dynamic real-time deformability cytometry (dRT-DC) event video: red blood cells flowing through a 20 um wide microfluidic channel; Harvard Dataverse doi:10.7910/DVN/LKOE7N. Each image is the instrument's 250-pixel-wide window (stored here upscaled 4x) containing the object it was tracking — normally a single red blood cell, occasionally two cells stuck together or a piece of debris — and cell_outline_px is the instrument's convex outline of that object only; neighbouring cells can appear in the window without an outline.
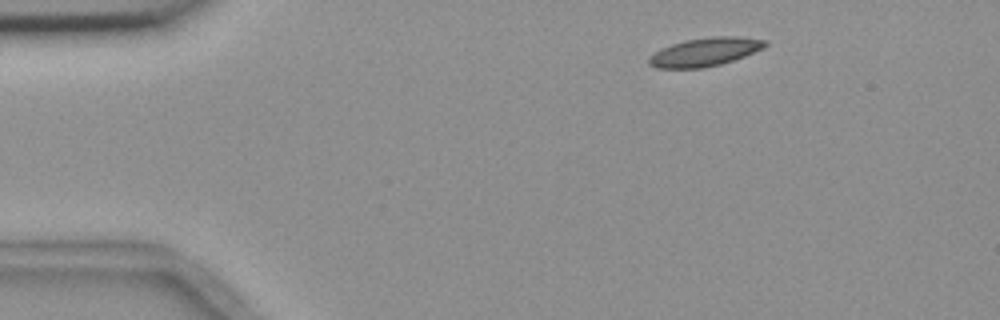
{"species": "common noctule bat (a hibernating species)", "species_latin": "Nyctalus noctula", "temperature_condition": "room temperature", "stored_images_in_passage": 3, "camera_frame_rate_fps": 3000, "um_per_image_px": 0.085, "animal": {"sex": "female", "body_mass_g": 18.4}, "frame": {"image": 1, "passage_image": 1, "time_ms": 0.0, "image_size_px": [1000, 320], "cell_outline_px": [[768, 44], [764, 48], [744, 56], [720, 64], [700, 68], [656, 68], [648, 64], [648, 56], [672, 44], [684, 40], [712, 36], [736, 36], [768, 40]], "centroid_in_image_um": [59.93, 4.41], "position_along_channel_um": 25.1, "area_um2": 19.19}}
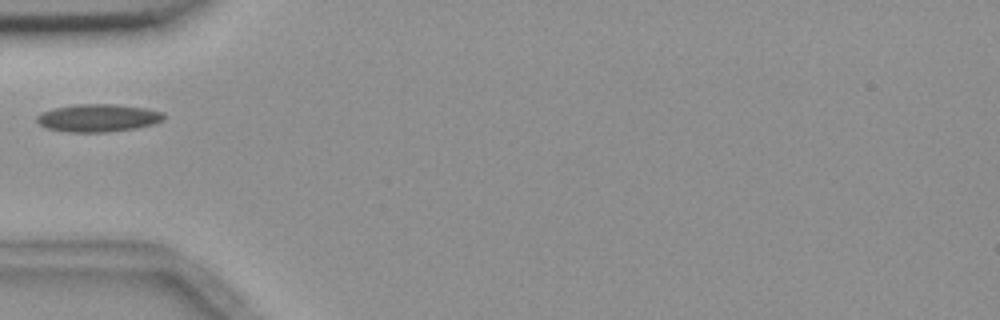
{"frame": {"image": 2, "passage_image": 3, "time_ms": 3.333, "image_size_px": [1000, 320], "cell_outline_px": [[164, 116], [160, 120], [152, 124], [136, 128], [104, 132], [68, 132], [48, 128], [40, 124], [36, 120], [36, 116], [52, 108], [76, 104], [116, 104], [144, 108], [160, 112]], "centroid_in_image_um": [8.28, 10.02], "position_along_channel_um": 76.7, "area_um2": 20.17}}